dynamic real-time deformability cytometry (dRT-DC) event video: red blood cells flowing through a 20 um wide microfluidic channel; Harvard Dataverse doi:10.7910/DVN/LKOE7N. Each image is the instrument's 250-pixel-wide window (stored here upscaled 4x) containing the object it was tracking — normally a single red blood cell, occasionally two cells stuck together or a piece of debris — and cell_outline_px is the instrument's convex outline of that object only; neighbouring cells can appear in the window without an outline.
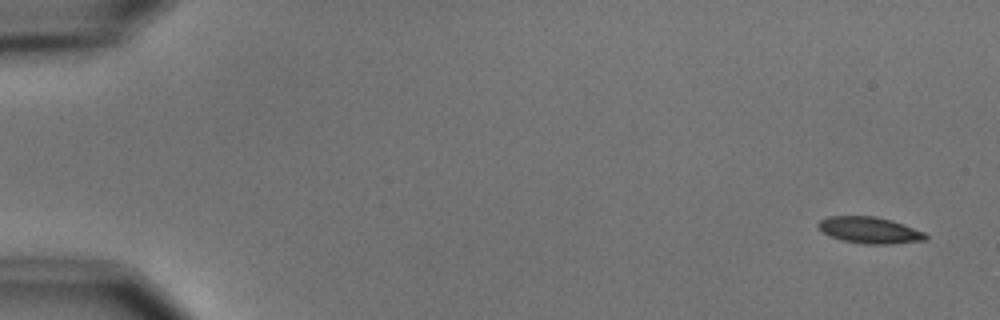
{"species": "common noctule bat (a hibernating species)", "species_latin": "Nyctalus noctula", "temperature_condition": "cold", "stored_images_in_passage": 6, "camera_frame_rate_fps": 3000, "um_per_image_px": 0.085, "animal": {"sex": "male", "body_mass_g": 15.6}, "frame": {"image": 1, "passage_image": 1, "time_ms": 0.0, "image_size_px": [1000, 320], "cell_outline_px": [[928, 240], [892, 244], [864, 244], [840, 240], [824, 232], [816, 224], [820, 220], [828, 216], [876, 216], [892, 220], [904, 224], [924, 232], [928, 236]], "centroid_in_image_um": [73.95, 19.56], "position_along_channel_um": 11.0, "area_um2": 16.65}}
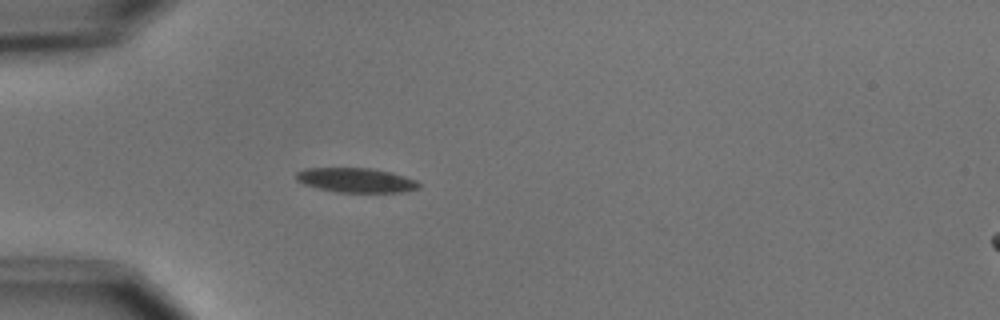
{"frame": {"image": 2, "passage_image": 5, "time_ms": 4.667, "image_size_px": [1000, 320], "cell_outline_px": [[420, 188], [400, 192], [336, 192], [304, 184], [296, 180], [296, 172], [304, 168], [372, 168], [392, 172], [416, 180], [420, 184]], "centroid_in_image_um": [30.26, 15.31], "position_along_channel_um": 54.7, "area_um2": 17.51}}